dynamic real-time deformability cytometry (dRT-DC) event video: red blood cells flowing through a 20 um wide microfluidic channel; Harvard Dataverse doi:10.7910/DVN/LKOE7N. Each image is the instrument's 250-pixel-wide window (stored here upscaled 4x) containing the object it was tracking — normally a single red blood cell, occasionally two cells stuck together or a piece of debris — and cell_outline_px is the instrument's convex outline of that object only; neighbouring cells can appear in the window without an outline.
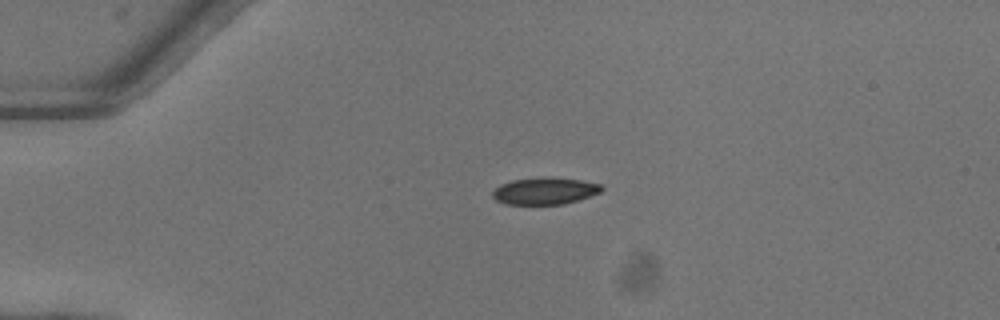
{"species": "common noctule bat (a hibernating species)", "species_latin": "Nyctalus noctula", "temperature_condition": "warm", "stored_images_in_passage": 34, "camera_frame_rate_fps": 3000, "um_per_image_px": 0.085, "animal": {"sex": "female"}, "frame": {"image": 1, "passage_image": 1, "time_ms": 0.0, "image_size_px": [1000, 320], "cell_outline_px": [[604, 188], [600, 192], [564, 204], [504, 204], [496, 200], [492, 196], [492, 192], [500, 184], [512, 180], [552, 176], [580, 180], [600, 184]], "centroid_in_image_um": [46.28, 16.22], "position_along_channel_um": 38.7, "area_um2": 17.05}}
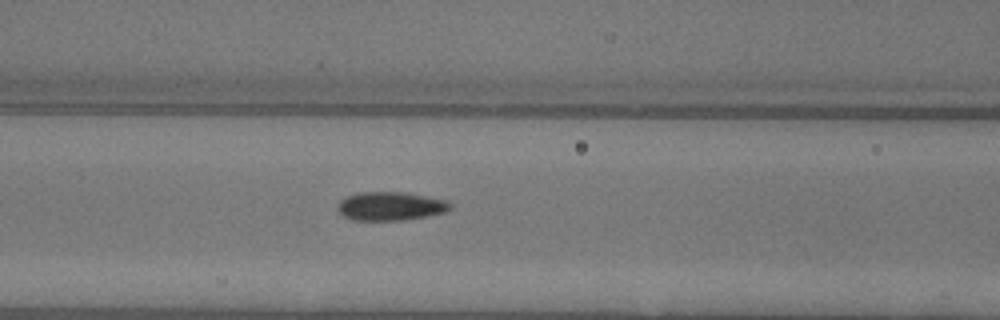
{"frame": {"image": 2, "passage_image": 11, "time_ms": 3.333, "image_size_px": [1000, 320], "cell_outline_px": [[452, 208], [444, 212], [424, 216], [400, 220], [352, 220], [344, 216], [336, 208], [340, 200], [348, 196], [360, 192], [404, 192], [448, 200], [452, 204]], "centroid_in_image_um": [33.19, 17.51], "position_along_channel_um": 133.4, "area_um2": 18.67}}
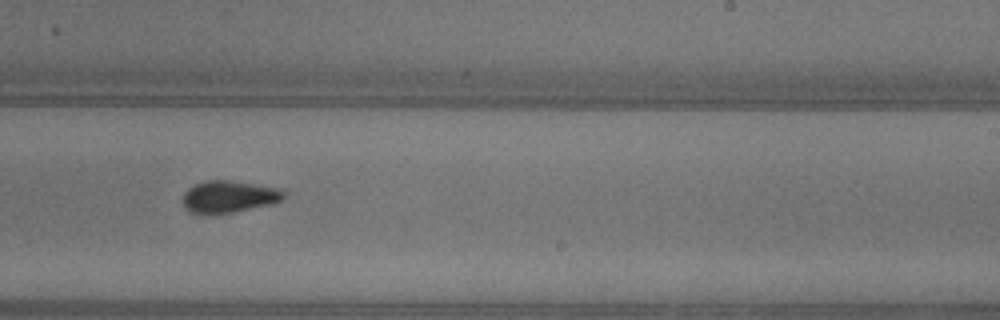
{"frame": {"image": 3, "passage_image": 21, "time_ms": 6.667, "image_size_px": [1000, 320], "cell_outline_px": [[284, 196], [280, 200], [272, 204], [232, 212], [192, 212], [184, 208], [184, 192], [188, 188], [196, 184], [208, 180], [228, 180], [280, 188], [284, 192]], "centroid_in_image_um": [19.47, 16.69], "position_along_channel_um": 269.5, "area_um2": 18.26}, "authors_computed_cell_mechanics": {"area_um2": 18.496, "velocity_mm_per_s": 4.1, "shape_relaxation_time_tau1_ms": null, "shape_relaxation_time_tau2_ms": 6.8982, "deformation_change_tau1": null, "deformation_change_tau2": 0.0829}}